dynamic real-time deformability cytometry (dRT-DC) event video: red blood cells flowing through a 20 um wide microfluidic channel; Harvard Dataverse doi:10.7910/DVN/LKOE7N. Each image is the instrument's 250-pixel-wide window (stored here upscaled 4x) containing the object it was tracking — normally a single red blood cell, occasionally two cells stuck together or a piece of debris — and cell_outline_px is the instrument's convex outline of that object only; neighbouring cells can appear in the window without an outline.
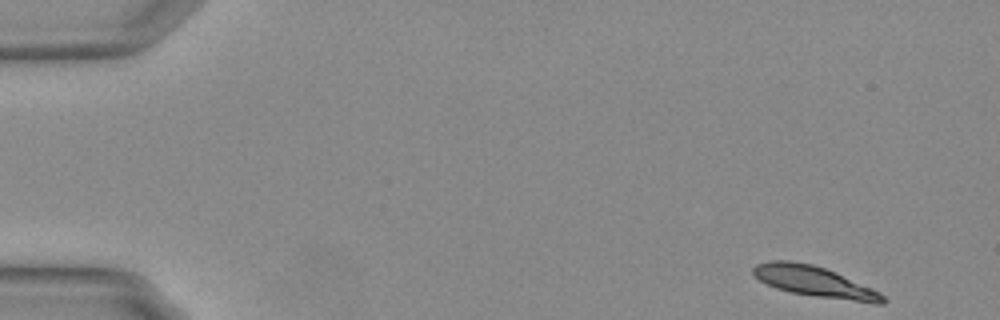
{"species": "Egyptian fruit bat (a non-hibernating species)", "species_latin": "Rousettus aegyptiacus", "temperature_condition": "warm", "stored_images_in_passage": 12, "camera_frame_rate_fps": 3000, "um_per_image_px": 0.085, "animal": {"sex": "female"}, "frame": {"image": 1, "passage_image": 1, "time_ms": 0.0, "image_size_px": [1000, 320], "cell_outline_px": [[888, 300], [884, 304], [876, 304], [816, 296], [792, 292], [776, 288], [760, 280], [752, 272], [752, 268], [756, 264], [772, 260], [788, 260], [812, 264], [836, 272], [872, 288], [880, 292]], "centroid_in_image_um": [69.27, 23.94], "position_along_channel_um": 15.7, "area_um2": 23.0}}
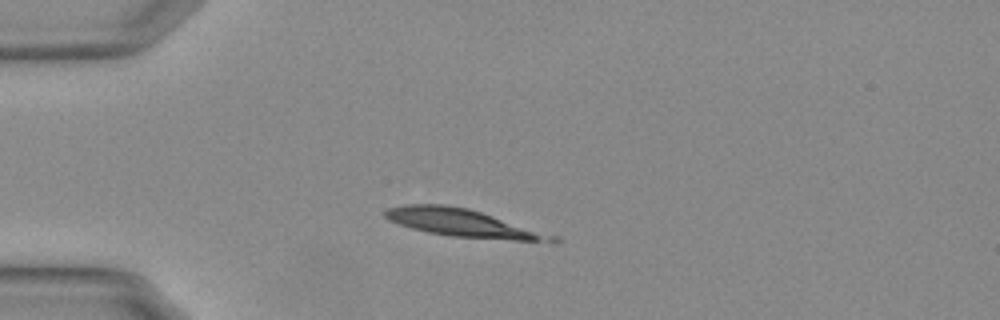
{"frame": {"image": 2, "passage_image": 11, "time_ms": 3.333, "image_size_px": [1000, 320], "cell_outline_px": [[540, 240], [512, 240], [452, 236], [428, 232], [412, 228], [388, 220], [384, 216], [384, 212], [388, 208], [404, 204], [444, 204], [468, 208], [480, 212], [532, 232], [540, 236]], "centroid_in_image_um": [38.75, 18.88], "position_along_channel_um": 46.2, "area_um2": 24.33}}